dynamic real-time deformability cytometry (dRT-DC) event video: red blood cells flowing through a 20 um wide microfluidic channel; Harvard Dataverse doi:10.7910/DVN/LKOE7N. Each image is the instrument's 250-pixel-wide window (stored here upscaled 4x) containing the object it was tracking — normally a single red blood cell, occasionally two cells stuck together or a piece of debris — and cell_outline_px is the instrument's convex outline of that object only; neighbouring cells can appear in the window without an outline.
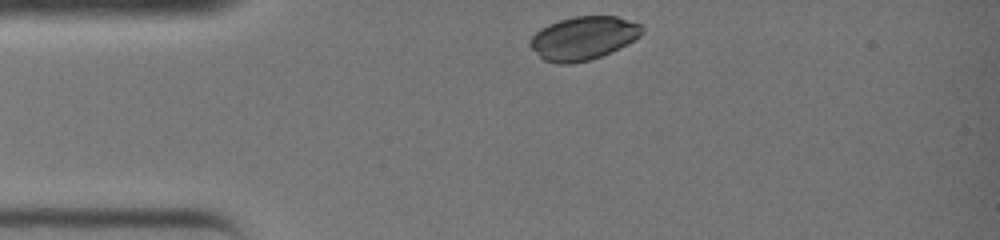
{"species": "common noctule bat (a hibernating species)", "species_latin": "Nyctalus noctula", "temperature_condition": "warm", "stored_images_in_passage": 25, "camera_frame_rate_fps": 3000, "um_per_image_px": 0.085, "animal": {"sex": "female", "body_mass_g": 19.0, "forearm_length_mm": 51.5}, "frame": {"image": 1, "passage_image": 1, "time_ms": 0.0, "image_size_px": [1000, 240], "cell_outline_px": [[644, 32], [640, 36], [600, 56], [588, 60], [568, 64], [556, 64], [544, 60], [528, 44], [528, 40], [540, 28], [548, 24], [560, 20], [576, 16], [616, 16], [640, 24], [644, 28]], "centroid_in_image_um": [49.54, 3.23], "position_along_channel_um": 35.5, "area_um2": 27.92}}
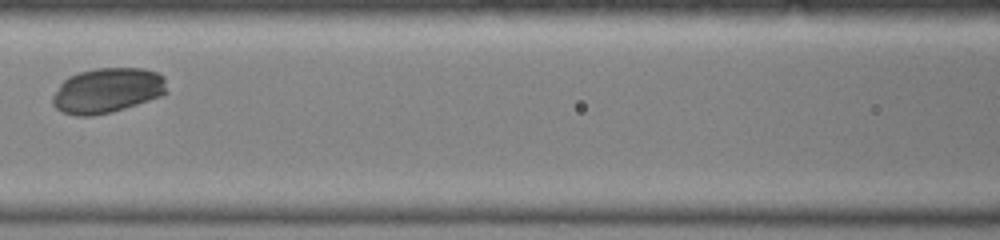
{"frame": {"image": 2, "passage_image": 10, "time_ms": 3.0, "image_size_px": [1000, 240], "cell_outline_px": [[168, 92], [160, 96], [112, 112], [92, 116], [76, 116], [64, 112], [56, 108], [52, 104], [52, 96], [60, 84], [68, 76], [80, 72], [96, 68], [144, 68], [156, 72], [164, 76]], "centroid_in_image_um": [9.12, 7.68], "position_along_channel_um": 157.5, "area_um2": 30.0}}
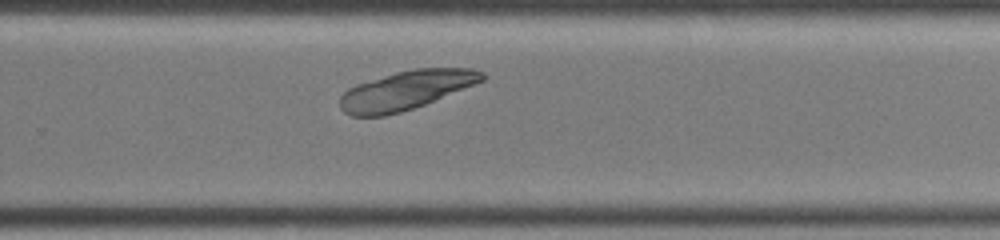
{"frame": {"image": 3, "passage_image": 18, "time_ms": 5.667, "image_size_px": [1000, 240], "cell_outline_px": [[488, 76], [484, 80], [424, 104], [400, 112], [384, 116], [352, 116], [344, 112], [340, 108], [340, 96], [348, 88], [356, 84], [396, 72], [412, 68], [472, 68], [484, 72]], "centroid_in_image_um": [34.5, 7.66], "position_along_channel_um": 295.3, "area_um2": 32.02}}